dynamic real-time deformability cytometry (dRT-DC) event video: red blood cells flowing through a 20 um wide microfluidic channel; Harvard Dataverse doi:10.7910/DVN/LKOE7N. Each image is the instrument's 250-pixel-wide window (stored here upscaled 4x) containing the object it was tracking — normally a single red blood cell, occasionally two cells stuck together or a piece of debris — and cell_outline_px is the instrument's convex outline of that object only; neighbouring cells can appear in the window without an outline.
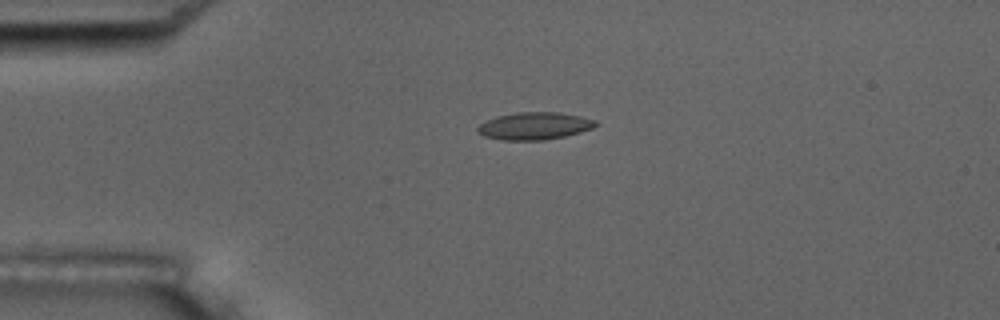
{"species": "common noctule bat (a hibernating species)", "species_latin": "Nyctalus noctula", "temperature_condition": "room temperature", "stored_images_in_passage": 4, "camera_frame_rate_fps": 3000, "um_per_image_px": 0.085, "animal": {"sex": "male", "body_mass_g": 17.5, "forearm_length_mm": 52.3}, "frame": {"image": 1, "passage_image": 3, "time_ms": 3.0, "image_size_px": [1000, 320], "cell_outline_px": [[600, 124], [592, 128], [580, 132], [564, 136], [544, 140], [504, 140], [484, 136], [476, 132], [476, 128], [480, 124], [496, 116], [516, 112], [560, 112], [580, 116], [596, 120]], "centroid_in_image_um": [45.43, 10.7], "position_along_channel_um": 39.6, "area_um2": 18.9}}